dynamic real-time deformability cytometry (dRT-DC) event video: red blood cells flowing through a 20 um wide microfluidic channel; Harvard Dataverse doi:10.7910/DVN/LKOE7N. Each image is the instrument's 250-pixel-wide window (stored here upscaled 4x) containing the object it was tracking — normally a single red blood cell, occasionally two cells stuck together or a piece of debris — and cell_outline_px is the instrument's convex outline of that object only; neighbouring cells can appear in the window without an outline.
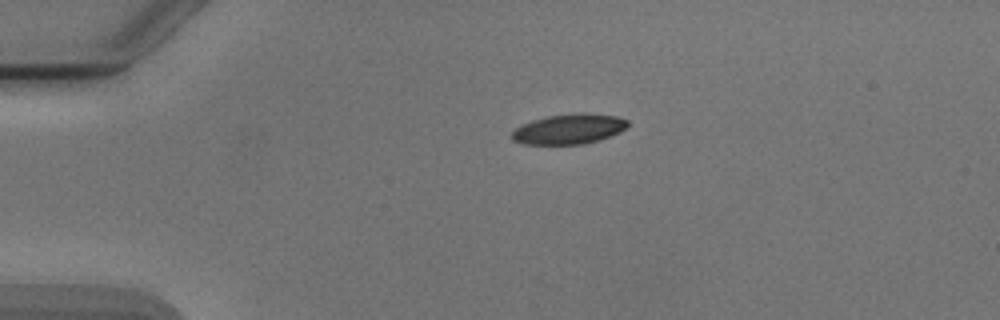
{"species": "Egyptian fruit bat (a non-hibernating species)", "species_latin": "Rousettus aegyptiacus", "temperature_condition": "cold", "stored_images_in_passage": 2, "camera_frame_rate_fps": 3000, "um_per_image_px": 0.085, "animal": {"sex": "male"}, "frame": {"image": 1, "passage_image": 1, "time_ms": 0.0, "image_size_px": [1000, 320], "cell_outline_px": [[628, 124], [620, 132], [600, 140], [584, 144], [524, 144], [512, 140], [508, 136], [520, 124], [532, 120], [548, 116], [616, 116], [628, 120]], "centroid_in_image_um": [48.26, 11.03], "position_along_channel_um": 36.7, "area_um2": 19.48}}